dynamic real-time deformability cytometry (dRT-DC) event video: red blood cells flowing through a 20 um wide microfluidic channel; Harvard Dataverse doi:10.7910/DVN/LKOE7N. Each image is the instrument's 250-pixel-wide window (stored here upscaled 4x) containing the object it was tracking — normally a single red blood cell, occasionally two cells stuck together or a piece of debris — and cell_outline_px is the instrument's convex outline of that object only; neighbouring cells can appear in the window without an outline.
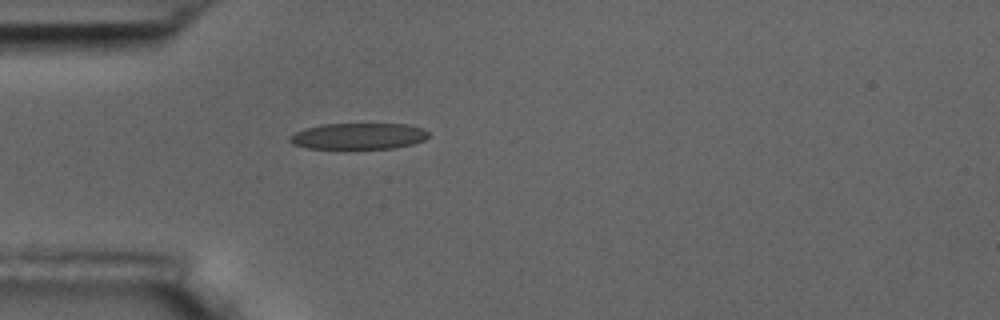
{"species": "common noctule bat (a hibernating species)", "species_latin": "Nyctalus noctula", "temperature_condition": "room temperature", "stored_images_in_passage": 1, "camera_frame_rate_fps": 3000, "um_per_image_px": 0.085, "animal": {"sex": "male", "body_mass_g": 17.5, "forearm_length_mm": 52.3}, "frame": {"image": 1, "passage_image": 1, "time_ms": 0.0, "image_size_px": [1000, 320], "cell_outline_px": [[428, 136], [424, 140], [412, 144], [392, 148], [344, 152], [308, 148], [292, 144], [288, 140], [288, 136], [304, 128], [320, 124], [408, 124], [424, 128], [428, 132]], "centroid_in_image_um": [30.4, 11.62], "position_along_channel_um": 54.6, "area_um2": 22.43}}